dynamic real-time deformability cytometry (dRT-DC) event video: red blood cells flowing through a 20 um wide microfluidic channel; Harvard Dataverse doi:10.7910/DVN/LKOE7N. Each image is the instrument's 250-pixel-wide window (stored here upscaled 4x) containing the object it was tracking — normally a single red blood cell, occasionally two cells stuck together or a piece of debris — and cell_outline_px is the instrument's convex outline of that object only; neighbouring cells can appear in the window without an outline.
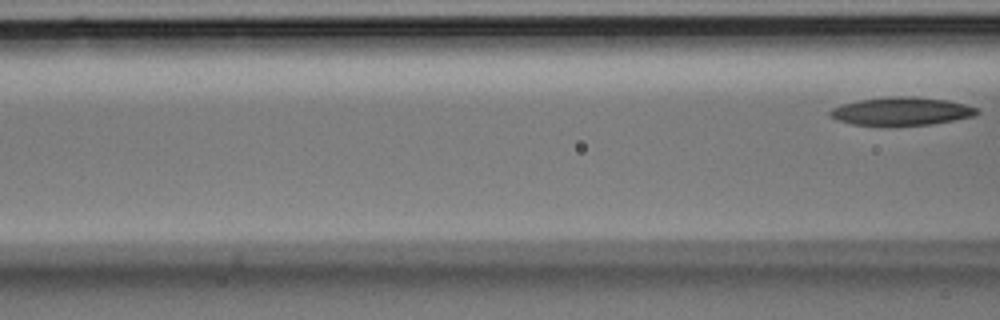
{"species": "Egyptian fruit bat (a non-hibernating species)", "species_latin": "Rousettus aegyptiacus", "temperature_condition": "room temperature", "stored_images_in_passage": 6, "segment_of_instrument_passage": [2, 2], "camera_frame_rate_fps": 3000, "um_per_image_px": 0.085, "animal": {"sex": "male"}, "frame": {"image": 1, "passage_image": 6, "time_ms": 1.667, "image_size_px": [1000, 320], "cell_outline_px": [[980, 112], [972, 116], [932, 124], [888, 128], [884, 128], [852, 124], [836, 120], [828, 112], [832, 108], [844, 104], [860, 100], [888, 96], [904, 96], [948, 100], [980, 108]], "centroid_in_image_um": [76.6, 9.5], "position_along_channel_um": 90.0, "area_um2": 24.68}}